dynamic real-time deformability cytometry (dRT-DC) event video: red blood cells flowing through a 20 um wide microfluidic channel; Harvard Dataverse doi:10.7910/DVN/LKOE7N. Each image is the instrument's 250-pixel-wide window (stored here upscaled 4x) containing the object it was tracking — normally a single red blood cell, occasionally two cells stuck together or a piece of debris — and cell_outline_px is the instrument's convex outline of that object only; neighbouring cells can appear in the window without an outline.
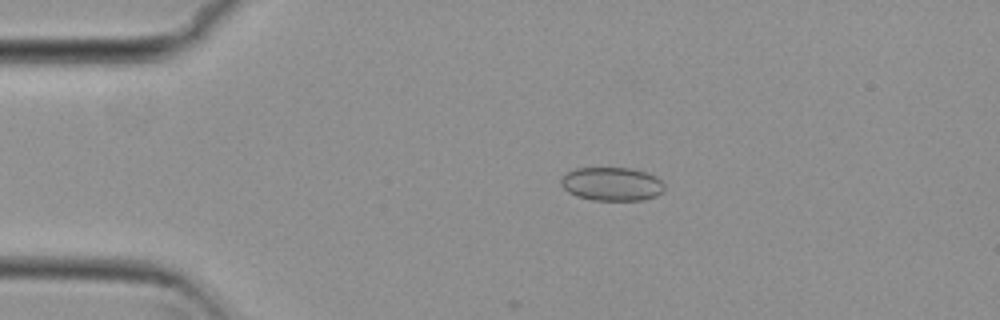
{"species": "common noctule bat (a hibernating species)", "species_latin": "Nyctalus noctula", "temperature_condition": "cold", "stored_images_in_passage": 46, "camera_frame_rate_fps": 3000, "um_per_image_px": 0.085, "animal": {"sex": "female", "body_mass_g": 29.2, "forearm_length_mm": 56.3}, "frame": {"image": 1, "passage_image": 8, "time_ms": 2.333, "image_size_px": [1000, 320], "cell_outline_px": [[664, 192], [656, 196], [644, 200], [592, 200], [576, 196], [568, 192], [560, 184], [560, 180], [568, 172], [576, 168], [632, 168], [656, 176], [664, 184]], "centroid_in_image_um": [52.02, 15.65], "position_along_channel_um": 33.0, "area_um2": 20.29}}
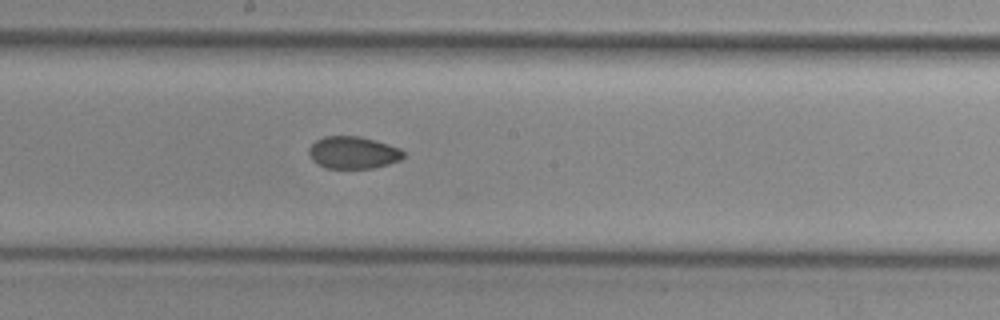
{"frame": {"image": 2, "passage_image": 26, "time_ms": 8.333, "image_size_px": [1000, 320], "cell_outline_px": [[404, 156], [400, 160], [388, 164], [372, 168], [324, 168], [316, 164], [312, 160], [308, 152], [308, 148], [316, 140], [324, 136], [360, 136], [388, 144], [400, 148], [404, 152]], "centroid_in_image_um": [29.99, 12.97], "position_along_channel_um": 218.2, "area_um2": 17.86}}
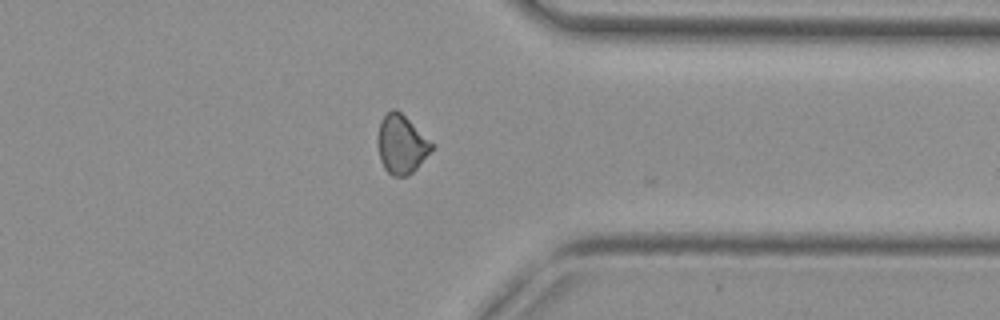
{"frame": {"image": 3, "passage_image": 39, "time_ms": 12.667, "image_size_px": [1000, 320], "cell_outline_px": [[432, 148], [416, 168], [408, 176], [392, 176], [384, 168], [380, 160], [376, 144], [376, 136], [380, 120], [392, 108], [396, 108], [432, 144]], "centroid_in_image_um": [34.03, 12.27], "position_along_channel_um": 377.4, "area_um2": 18.15}, "authors_computed_cell_mechanics": {"area_um2": 18.5827, "velocity_mm_per_s": 3.8158, "shape_relaxation_time_tau1_ms": null, "shape_relaxation_time_tau2_ms": 3.8071, "deformation_change_tau1": null, "deformation_change_tau2": 0.0567}}